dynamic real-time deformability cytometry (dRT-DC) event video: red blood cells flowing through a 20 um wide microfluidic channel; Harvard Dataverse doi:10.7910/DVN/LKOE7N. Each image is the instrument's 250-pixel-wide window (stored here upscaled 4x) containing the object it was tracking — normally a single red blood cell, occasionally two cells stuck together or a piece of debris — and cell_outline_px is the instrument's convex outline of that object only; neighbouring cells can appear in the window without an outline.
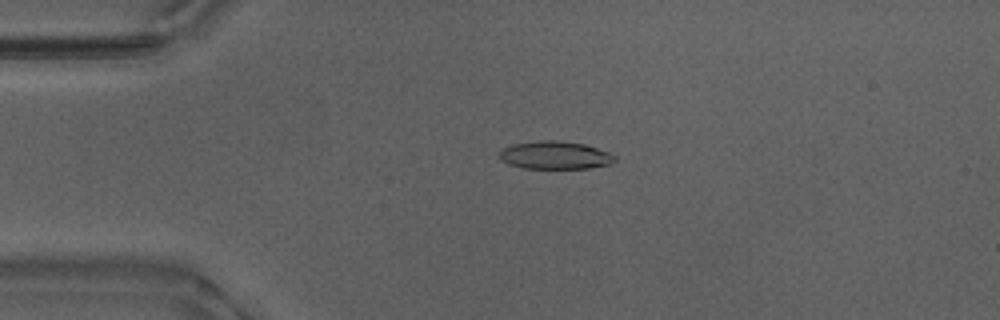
{"species": "Egyptian fruit bat (a non-hibernating species)", "species_latin": "Rousettus aegyptiacus", "temperature_condition": "warm", "stored_images_in_passage": 51, "camera_frame_rate_fps": 3000, "um_per_image_px": 0.085, "animal": {"sex": "male"}, "frame": {"image": 1, "passage_image": 10, "time_ms": 3.0, "image_size_px": [1000, 320], "cell_outline_px": [[616, 160], [608, 164], [588, 168], [524, 168], [508, 164], [500, 160], [500, 152], [504, 148], [512, 144], [540, 140], [556, 140], [584, 144], [608, 152], [616, 156]], "centroid_in_image_um": [47.16, 13.19], "position_along_channel_um": 37.8, "area_um2": 18.61}}
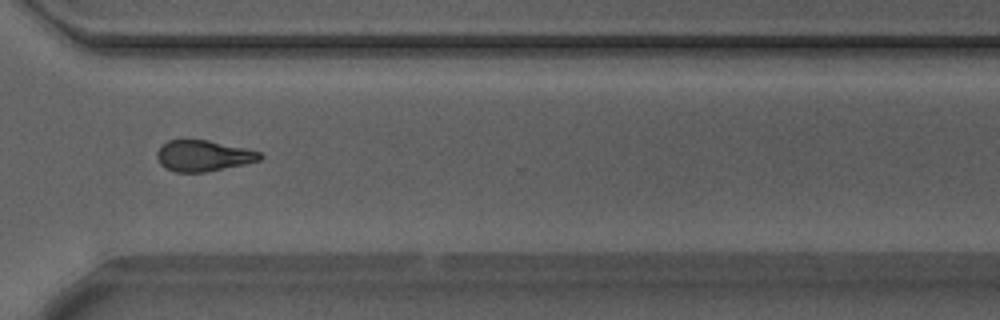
{"frame": {"image": 2, "passage_image": 37, "time_ms": 12.0, "image_size_px": [1000, 320], "cell_outline_px": [[264, 156], [260, 160], [244, 164], [204, 172], [176, 172], [164, 168], [160, 164], [156, 156], [156, 152], [168, 140], [208, 140], [244, 148], [260, 152]], "centroid_in_image_um": [17.26, 13.24], "position_along_channel_um": 353.3, "area_um2": 18.44}}
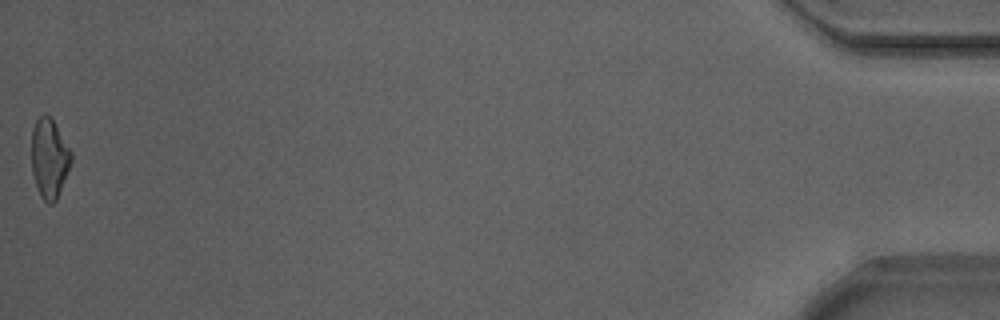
{"frame": {"image": 3, "passage_image": 51, "time_ms": 16.667, "image_size_px": [1000, 320], "cell_outline_px": [[72, 160], [56, 200], [52, 204], [48, 204], [40, 196], [32, 172], [32, 128], [36, 120], [44, 112], [52, 120], [72, 152]], "centroid_in_image_um": [4.18, 13.46], "position_along_channel_um": 431.0, "area_um2": 18.09}, "authors_computed_cell_mechanics": {"area_um2": 18.6116, "velocity_mm_per_s": 3.8774, "shape_relaxation_time_tau1_ms": null, "shape_relaxation_time_tau2_ms": 5.7866, "deformation_change_tau1": null, "deformation_change_tau2": 0.1548}}